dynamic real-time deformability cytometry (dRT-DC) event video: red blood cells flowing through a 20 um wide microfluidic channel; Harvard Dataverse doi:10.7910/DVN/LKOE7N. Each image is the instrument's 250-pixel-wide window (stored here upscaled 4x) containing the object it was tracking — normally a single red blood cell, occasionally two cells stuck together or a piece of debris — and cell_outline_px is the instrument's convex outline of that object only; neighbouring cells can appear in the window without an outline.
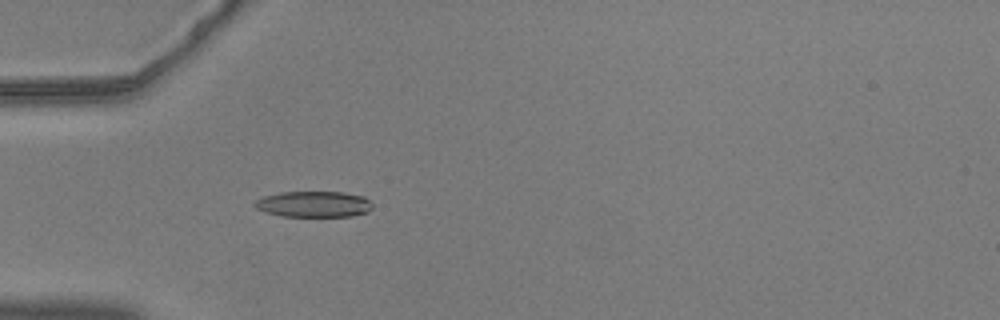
{"species": "common noctule bat (a hibernating species)", "species_latin": "Nyctalus noctula", "temperature_condition": "warm", "stored_images_in_passage": 41, "camera_frame_rate_fps": 3000, "um_per_image_px": 0.085, "animal": {"sex": "male", "body_mass_g": 20.5, "forearm_length_mm": 52.5}, "frame": {"image": 1, "passage_image": 2, "time_ms": 0.333, "image_size_px": [1000, 320], "cell_outline_px": [[372, 208], [368, 212], [352, 216], [280, 216], [264, 212], [256, 208], [256, 200], [264, 196], [280, 192], [344, 192], [364, 196], [372, 204]], "centroid_in_image_um": [26.69, 17.35], "position_along_channel_um": 58.3, "area_um2": 17.8}}
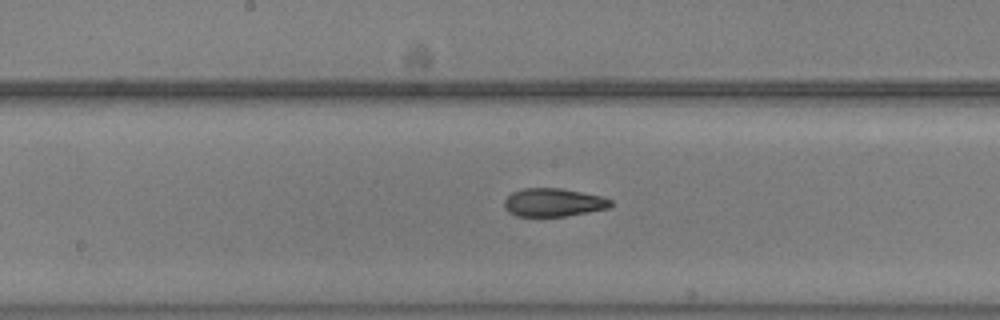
{"frame": {"image": 2, "passage_image": 14, "time_ms": 4.333, "image_size_px": [1000, 320], "cell_outline_px": [[612, 204], [608, 208], [568, 216], [516, 216], [508, 212], [504, 208], [504, 200], [512, 192], [524, 188], [560, 188], [600, 196], [612, 200]], "centroid_in_image_um": [47.0, 17.21], "position_along_channel_um": 201.2, "area_um2": 17.46}}
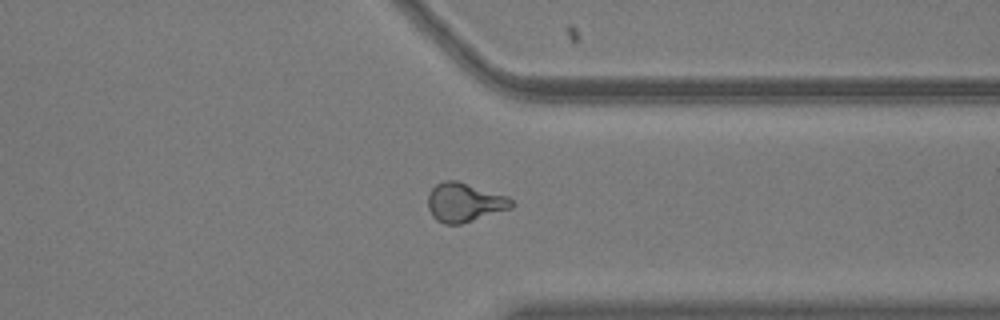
{"frame": {"image": 3, "passage_image": 28, "time_ms": 9.0, "image_size_px": [1000, 320], "cell_outline_px": [[516, 204], [512, 208], [460, 224], [444, 224], [436, 220], [432, 216], [428, 208], [428, 196], [432, 188], [436, 184], [444, 180], [456, 180], [508, 196]], "centroid_in_image_um": [39.48, 17.2], "position_along_channel_um": 371.9, "area_um2": 19.02}}